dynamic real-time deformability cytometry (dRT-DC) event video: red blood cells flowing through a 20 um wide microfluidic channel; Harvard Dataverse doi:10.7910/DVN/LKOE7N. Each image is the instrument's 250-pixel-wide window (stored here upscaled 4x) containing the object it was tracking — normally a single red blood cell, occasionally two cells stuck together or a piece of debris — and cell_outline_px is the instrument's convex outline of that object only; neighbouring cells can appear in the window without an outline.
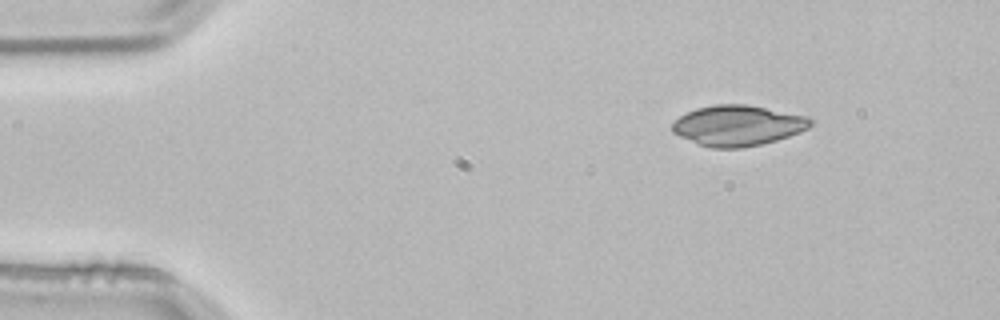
{"species": "common noctule bat (a hibernating species)", "species_latin": "Nyctalus noctula", "temperature_condition": "room temperature", "stored_images_in_passage": 4, "camera_frame_rate_fps": 3000, "um_per_image_px": 0.085, "animal": {"sex": "male", "body_mass_g": 21.5, "forearm_length_mm": 52.0}, "frame": {"image": 1, "passage_image": 2, "time_ms": 0.333, "image_size_px": [1000, 320], "cell_outline_px": [[812, 124], [808, 128], [800, 132], [776, 140], [760, 144], [740, 148], [712, 148], [696, 144], [672, 132], [672, 124], [680, 116], [696, 108], [716, 104], [748, 104], [808, 116], [812, 120]], "centroid_in_image_um": [62.71, 10.66], "position_along_channel_um": 22.3, "area_um2": 32.66}}